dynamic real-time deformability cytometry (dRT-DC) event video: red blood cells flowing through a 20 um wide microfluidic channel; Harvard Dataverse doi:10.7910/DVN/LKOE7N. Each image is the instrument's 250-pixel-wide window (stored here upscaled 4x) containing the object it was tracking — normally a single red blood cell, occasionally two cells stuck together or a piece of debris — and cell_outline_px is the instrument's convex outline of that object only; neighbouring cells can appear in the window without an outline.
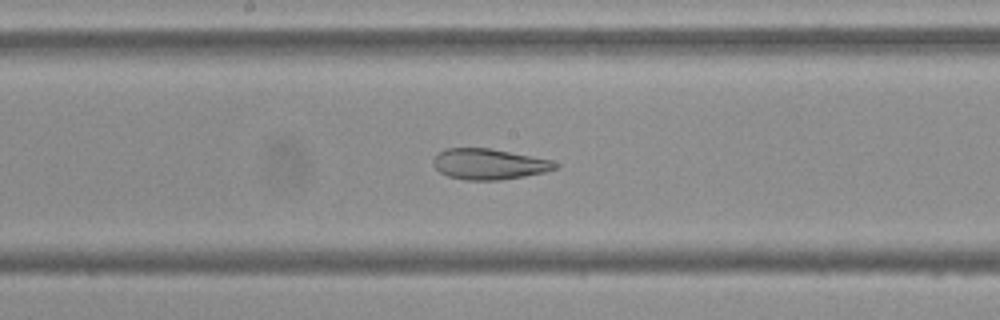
{"species": "Egyptian fruit bat (a non-hibernating species)", "species_latin": "Rousettus aegyptiacus", "temperature_condition": "cold", "stored_images_in_passage": 50, "camera_frame_rate_fps": 3000, "um_per_image_px": 0.085, "frame": {"image": 1, "passage_image": 28, "time_ms": 9.0, "image_size_px": [1000, 320], "cell_outline_px": [[560, 168], [544, 172], [524, 176], [500, 180], [464, 180], [448, 176], [440, 172], [432, 164], [432, 160], [444, 148], [488, 148], [552, 160], [560, 164]], "centroid_in_image_um": [41.58, 13.95], "position_along_channel_um": 206.6, "area_um2": 21.85}}
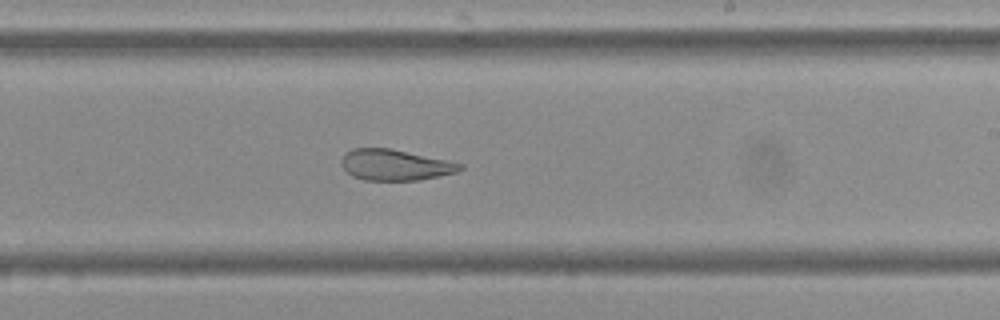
{"frame": {"image": 2, "passage_image": 32, "time_ms": 10.333, "image_size_px": [1000, 320], "cell_outline_px": [[464, 168], [456, 172], [420, 180], [364, 180], [352, 176], [344, 168], [340, 160], [352, 148], [388, 148], [448, 160], [464, 164]], "centroid_in_image_um": [33.6, 14.02], "position_along_channel_um": 255.4, "area_um2": 21.21}}
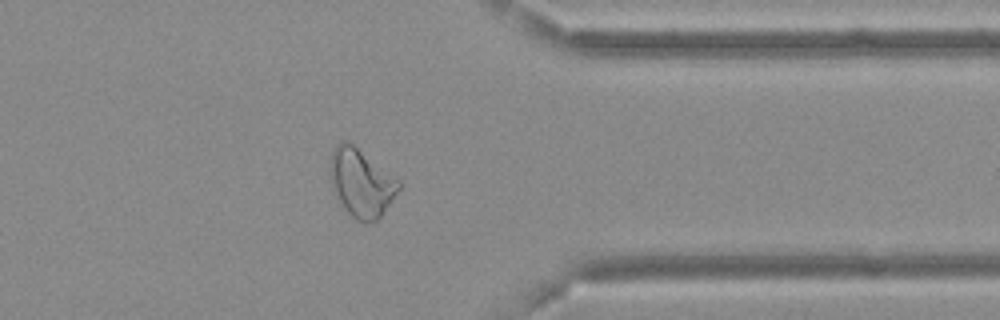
{"frame": {"image": 3, "passage_image": 43, "time_ms": 14.0, "image_size_px": [1000, 320], "cell_outline_px": [[400, 188], [380, 216], [372, 224], [364, 224], [356, 220], [344, 208], [332, 188], [328, 172], [328, 168], [332, 148], [340, 140], [348, 140], [400, 180]], "centroid_in_image_um": [30.66, 15.51], "position_along_channel_um": 380.7, "area_um2": 27.51}, "authors_computed_cell_mechanics": {"area_um2": 27.9174, "velocity_mm_per_s": 3.6663, "shape_relaxation_time_tau1_ms": null, "shape_relaxation_time_tau2_ms": 2.5387, "deformation_change_tau1": null, "deformation_change_tau2": 0.1061}}